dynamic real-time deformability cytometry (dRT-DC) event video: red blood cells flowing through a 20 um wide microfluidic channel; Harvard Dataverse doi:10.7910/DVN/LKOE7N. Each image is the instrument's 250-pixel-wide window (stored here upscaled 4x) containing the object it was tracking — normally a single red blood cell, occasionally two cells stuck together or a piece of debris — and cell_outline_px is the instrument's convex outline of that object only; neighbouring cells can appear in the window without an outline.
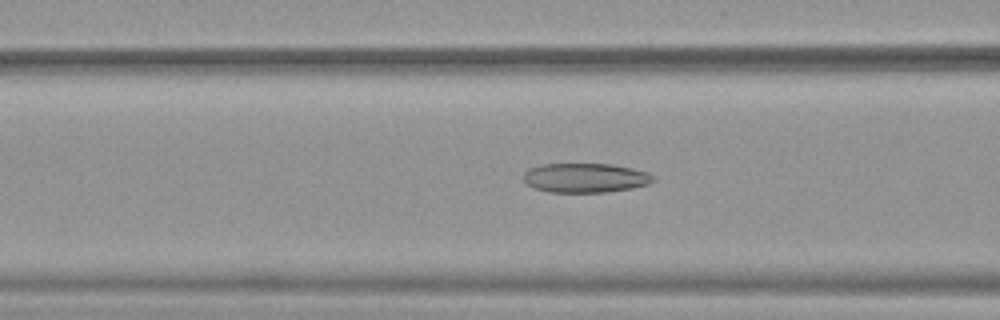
{"species": "common noctule bat (a hibernating species)", "species_latin": "Nyctalus noctula", "temperature_condition": "warm", "stored_images_in_passage": 49, "camera_frame_rate_fps": 3000, "um_per_image_px": 0.085, "animal": {"sex": "female", "body_mass_g": 19.9}, "frame": {"image": 1, "passage_image": 18, "time_ms": 5.667, "image_size_px": [1000, 320], "cell_outline_px": [[656, 180], [648, 184], [632, 188], [604, 192], [548, 192], [532, 188], [524, 184], [524, 172], [528, 168], [540, 164], [612, 164], [632, 168], [648, 172], [656, 176]], "centroid_in_image_um": [49.73, 15.11], "position_along_channel_um": 116.9, "area_um2": 22.54}}
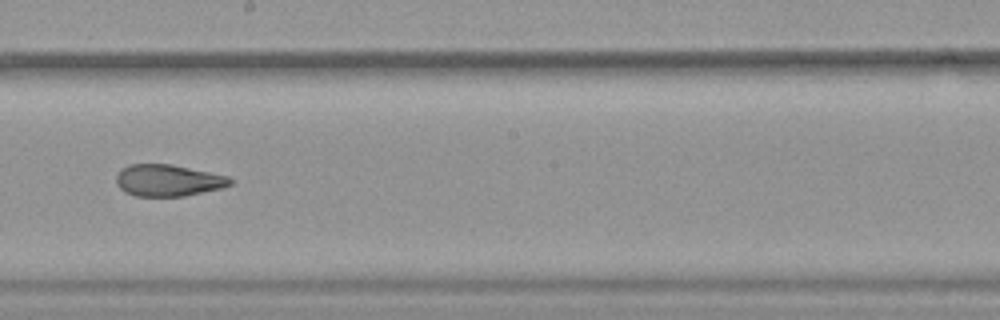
{"frame": {"image": 2, "passage_image": 27, "time_ms": 8.667, "image_size_px": [1000, 320], "cell_outline_px": [[236, 180], [232, 184], [224, 188], [184, 196], [136, 196], [124, 192], [116, 184], [116, 176], [120, 168], [128, 164], [172, 164], [228, 176]], "centroid_in_image_um": [14.3, 15.33], "position_along_channel_um": 233.9, "area_um2": 21.39}}
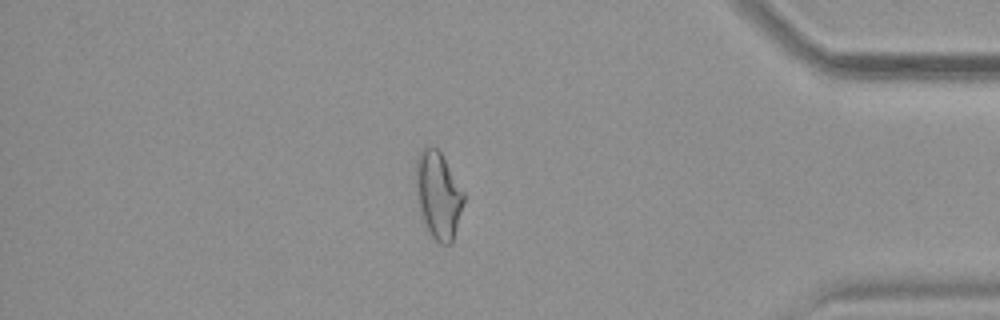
{"frame": {"image": 3, "passage_image": 42, "time_ms": 13.667, "image_size_px": [1000, 320], "cell_outline_px": [[464, 200], [452, 244], [440, 244], [432, 236], [424, 220], [420, 208], [416, 192], [416, 156], [420, 148], [428, 144], [432, 144], [440, 152], [464, 192]], "centroid_in_image_um": [37.24, 16.52], "position_along_channel_um": 398.0, "area_um2": 24.04}, "authors_computed_cell_mechanics": {"area_um2": 23.9292, "velocity_mm_per_s": 3.9087, "shape_relaxation_time_tau1_ms": null, "shape_relaxation_time_tau2_ms": 2.801, "deformation_change_tau1": null, "deformation_change_tau2": 0.1104}}